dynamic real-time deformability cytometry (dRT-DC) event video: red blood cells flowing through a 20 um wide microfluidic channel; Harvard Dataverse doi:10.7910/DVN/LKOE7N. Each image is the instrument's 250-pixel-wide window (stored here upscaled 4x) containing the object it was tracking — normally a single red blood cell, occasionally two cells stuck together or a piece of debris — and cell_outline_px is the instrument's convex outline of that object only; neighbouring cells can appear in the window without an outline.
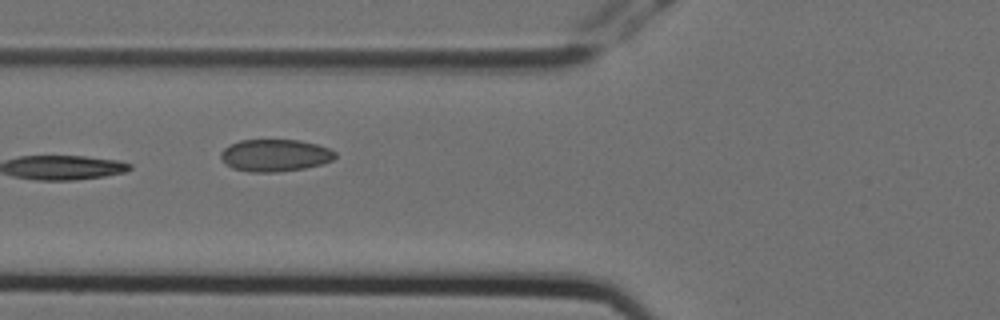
{"species": "Egyptian fruit bat (a non-hibernating species)", "species_latin": "Rousettus aegyptiacus", "temperature_condition": "cold", "stored_images_in_passage": 11, "camera_frame_rate_fps": 3000, "um_per_image_px": 0.085, "animal": {"sex": "female"}, "frame": {"image": 1, "passage_image": 2, "time_ms": 0.333, "image_size_px": [1000, 320], "cell_outline_px": [[336, 156], [332, 160], [320, 164], [304, 168], [276, 172], [248, 172], [232, 168], [220, 156], [220, 152], [228, 144], [240, 140], [300, 140], [316, 144], [328, 148], [336, 152]], "centroid_in_image_um": [23.36, 13.2], "position_along_channel_um": 102.4, "area_um2": 21.39}}
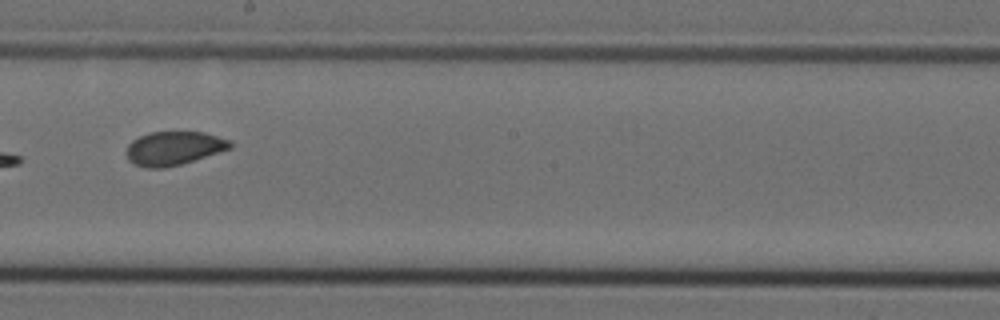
{"frame": {"image": 2, "passage_image": 5, "time_ms": 1.333, "image_size_px": [1000, 320], "cell_outline_px": [[232, 148], [180, 164], [164, 168], [144, 168], [128, 160], [128, 144], [132, 140], [140, 136], [152, 132], [204, 132], [232, 140]], "centroid_in_image_um": [14.8, 12.6], "position_along_channel_um": 233.4, "area_um2": 20.23}}
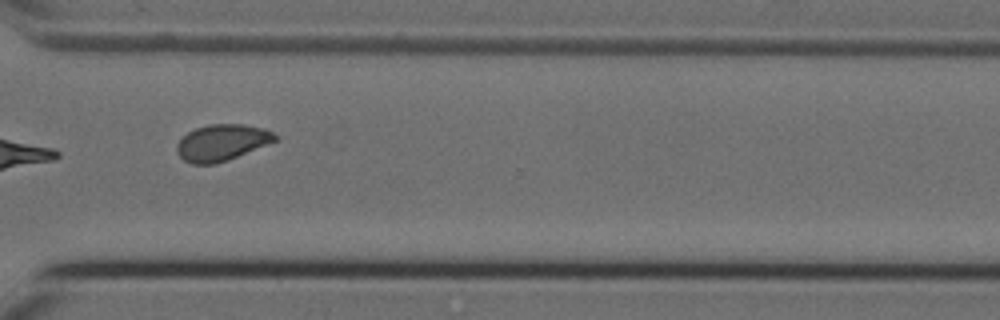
{"frame": {"image": 3, "passage_image": 8, "time_ms": 2.333, "image_size_px": [1000, 320], "cell_outline_px": [[280, 136], [276, 140], [228, 160], [216, 164], [192, 164], [184, 160], [176, 152], [176, 144], [188, 132], [196, 128], [208, 124], [244, 124], [264, 128]], "centroid_in_image_um": [18.85, 12.11], "position_along_channel_um": 351.8, "area_um2": 20.75}}